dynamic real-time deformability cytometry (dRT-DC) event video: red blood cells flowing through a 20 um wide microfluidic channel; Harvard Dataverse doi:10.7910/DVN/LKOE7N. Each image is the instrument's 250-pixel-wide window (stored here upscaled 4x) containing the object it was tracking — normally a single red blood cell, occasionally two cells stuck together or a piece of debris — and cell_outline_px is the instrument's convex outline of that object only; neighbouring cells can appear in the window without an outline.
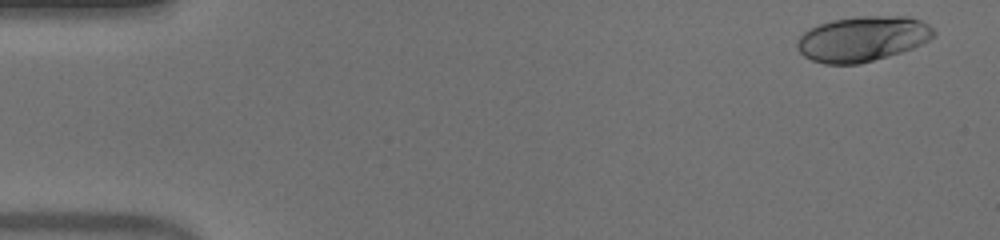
{"species": "human", "species_latin": "Homo sapiens", "temperature_condition": "warm", "stored_images_in_passage": 46, "camera_frame_rate_fps": 3000, "um_per_image_px": 0.085, "donor": {"sex": "male"}, "frame": {"image": 1, "passage_image": 3, "time_ms": 0.667, "image_size_px": [1000, 240], "cell_outline_px": [[936, 32], [928, 40], [912, 48], [888, 56], [860, 64], [824, 64], [812, 60], [804, 56], [796, 48], [796, 40], [804, 32], [820, 24], [832, 20], [856, 16], [908, 16], [920, 20], [928, 24]], "centroid_in_image_um": [73.29, 3.3], "position_along_channel_um": 11.7, "area_um2": 35.89}}
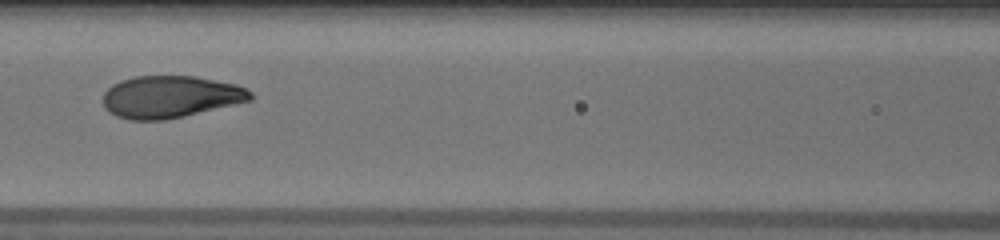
{"frame": {"image": 2, "passage_image": 24, "time_ms": 7.667, "image_size_px": [1000, 240], "cell_outline_px": [[252, 100], [236, 104], [184, 116], [164, 120], [128, 120], [116, 116], [108, 112], [104, 108], [104, 92], [112, 84], [120, 80], [136, 76], [196, 76], [236, 84], [248, 88], [252, 92]], "centroid_in_image_um": [14.48, 8.23], "position_along_channel_um": 152.1, "area_um2": 36.41}}
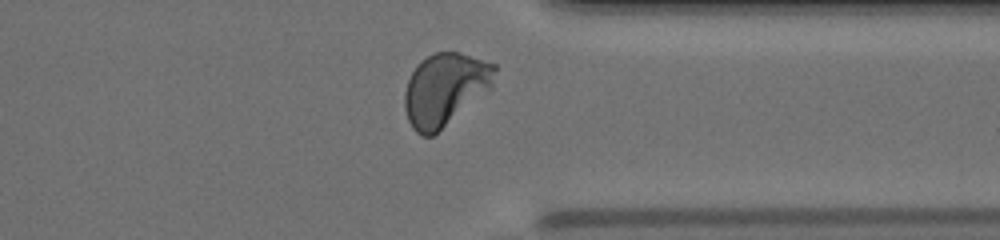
{"frame": {"image": 3, "passage_image": 41, "time_ms": 13.333, "image_size_px": [1000, 240], "cell_outline_px": [[496, 68], [492, 88], [432, 136], [424, 136], [416, 132], [412, 128], [408, 120], [404, 108], [404, 92], [408, 80], [416, 64], [420, 60], [436, 52], [456, 52], [496, 64]], "centroid_in_image_um": [37.8, 7.59], "position_along_channel_um": 373.6, "area_um2": 37.86}, "authors_computed_cell_mechanics": {"area_um2": 36.0672, "velocity_mm_per_s": 3.9533, "shape_relaxation_time_tau1_ms": 3.6114, "shape_relaxation_time_tau2_ms": null, "deformation_change_tau1": 0.1848, "deformation_change_tau2": null}}